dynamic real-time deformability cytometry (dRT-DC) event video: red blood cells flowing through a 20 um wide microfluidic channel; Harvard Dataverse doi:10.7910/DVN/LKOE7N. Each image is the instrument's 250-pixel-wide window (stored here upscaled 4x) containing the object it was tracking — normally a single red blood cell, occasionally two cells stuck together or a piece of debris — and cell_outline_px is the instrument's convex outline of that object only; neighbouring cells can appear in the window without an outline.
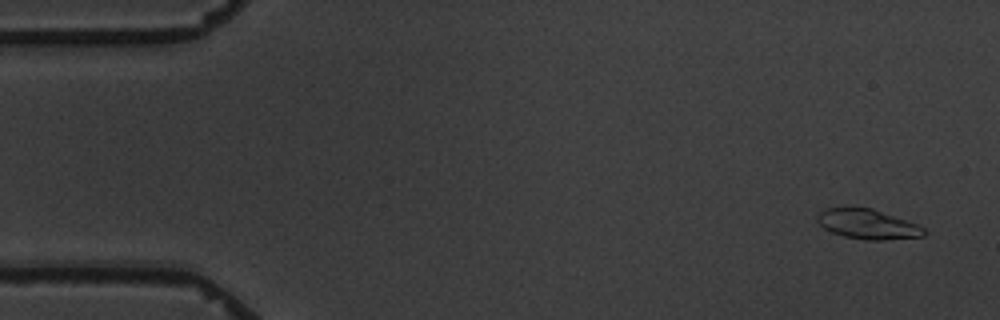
{"species": "common noctule bat (a hibernating species)", "species_latin": "Nyctalus noctula", "temperature_condition": "warm", "stored_images_in_passage": 6, "camera_frame_rate_fps": 3000, "um_per_image_px": 0.085, "animal": {"sex": "male", "body_mass_g": 19.5, "forearm_length_mm": 54.6}, "frame": {"image": 1, "passage_image": 1, "time_ms": 0.0, "image_size_px": [1000, 320], "cell_outline_px": [[928, 232], [924, 236], [884, 240], [864, 240], [844, 236], [832, 232], [824, 228], [816, 220], [816, 216], [820, 212], [828, 208], [872, 208], [916, 224], [924, 228]], "centroid_in_image_um": [73.76, 19.07], "position_along_channel_um": 11.2, "area_um2": 18.32}}
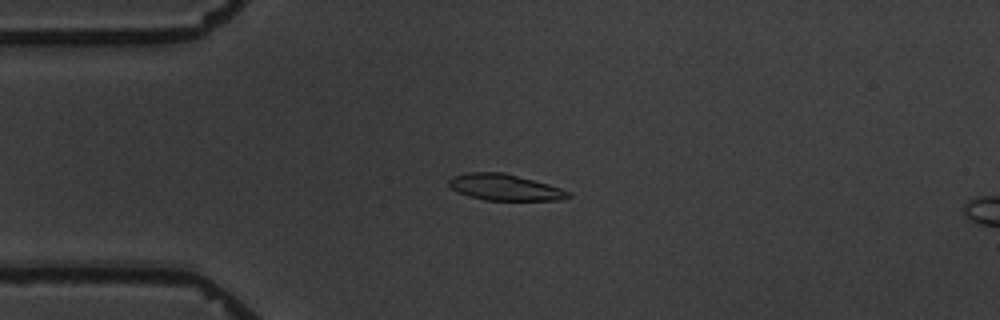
{"frame": {"image": 2, "passage_image": 4, "time_ms": 3.667, "image_size_px": [1000, 320], "cell_outline_px": [[572, 196], [560, 200], [484, 200], [468, 196], [456, 192], [448, 184], [448, 180], [452, 176], [468, 172], [504, 172], [548, 184], [572, 192]], "centroid_in_image_um": [42.89, 15.92], "position_along_channel_um": 42.1, "area_um2": 18.38}}